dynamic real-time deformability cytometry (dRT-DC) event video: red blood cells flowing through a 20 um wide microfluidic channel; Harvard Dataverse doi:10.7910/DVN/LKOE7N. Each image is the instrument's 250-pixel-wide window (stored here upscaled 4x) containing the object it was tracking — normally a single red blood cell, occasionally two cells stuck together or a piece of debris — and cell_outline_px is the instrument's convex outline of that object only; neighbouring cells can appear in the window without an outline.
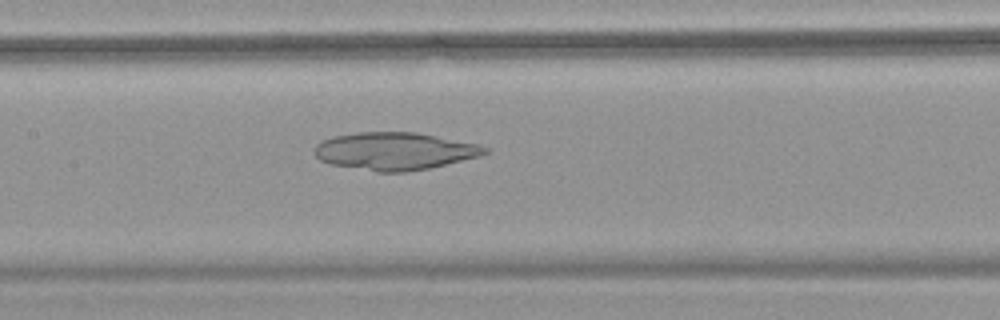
{"species": "common noctule bat (a hibernating species)", "species_latin": "Nyctalus noctula", "temperature_condition": "warm", "stored_images_in_passage": 54, "camera_frame_rate_fps": 3000, "um_per_image_px": 0.085, "animal": {"sex": "female", "body_mass_g": 18.4}, "frame": {"image": 1, "passage_image": 27, "time_ms": 8.667, "image_size_px": [1000, 320], "cell_outline_px": [[488, 152], [480, 156], [428, 168], [408, 172], [376, 172], [328, 164], [320, 160], [316, 156], [316, 144], [332, 136], [356, 132], [416, 132], [480, 144], [488, 148]], "centroid_in_image_um": [33.54, 12.85], "position_along_channel_um": 173.9, "area_um2": 37.4}}
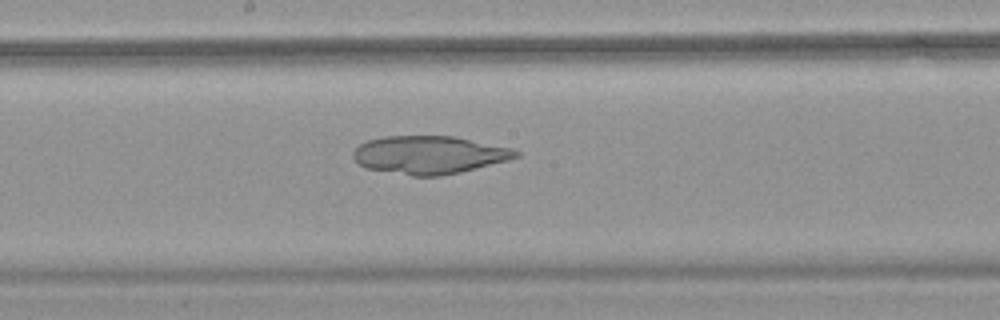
{"frame": {"image": 2, "passage_image": 30, "time_ms": 9.667, "image_size_px": [1000, 320], "cell_outline_px": [[520, 156], [508, 160], [460, 172], [440, 176], [412, 176], [364, 168], [352, 156], [352, 152], [360, 144], [368, 140], [384, 136], [452, 136], [512, 148], [520, 152]], "centroid_in_image_um": [36.46, 13.17], "position_along_channel_um": 211.7, "area_um2": 35.95}}
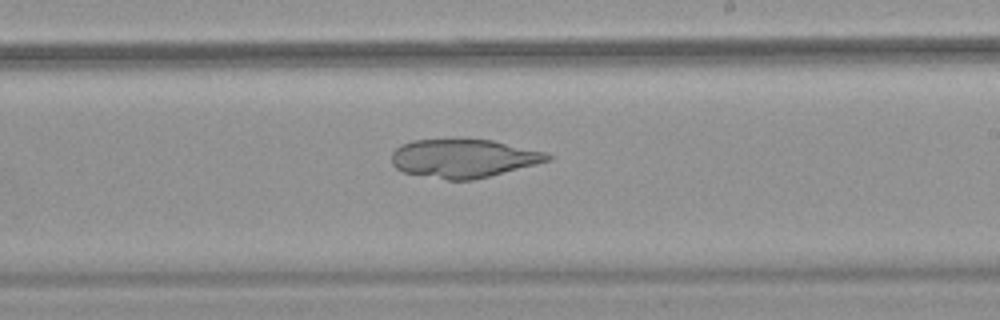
{"frame": {"image": 3, "passage_image": 33, "time_ms": 10.667, "image_size_px": [1000, 320], "cell_outline_px": [[552, 160], [472, 180], [448, 180], [404, 172], [396, 168], [392, 164], [392, 152], [400, 144], [412, 140], [492, 140], [544, 152], [552, 156]], "centroid_in_image_um": [39.37, 13.46], "position_along_channel_um": 249.6, "area_um2": 34.51}}